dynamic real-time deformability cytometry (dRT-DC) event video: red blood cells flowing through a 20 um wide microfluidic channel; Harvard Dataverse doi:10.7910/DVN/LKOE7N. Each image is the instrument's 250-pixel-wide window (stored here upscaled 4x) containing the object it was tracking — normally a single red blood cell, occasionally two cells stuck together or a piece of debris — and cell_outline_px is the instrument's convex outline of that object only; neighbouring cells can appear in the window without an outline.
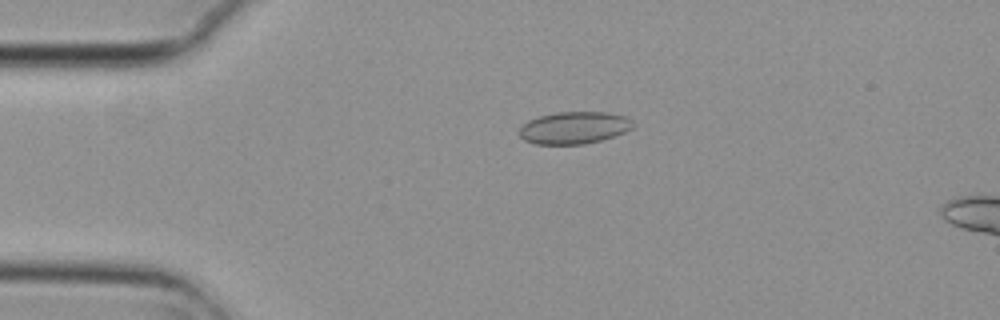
{"species": "common noctule bat (a hibernating species)", "species_latin": "Nyctalus noctula", "temperature_condition": "cold", "stored_images_in_passage": 6, "camera_frame_rate_fps": 3000, "um_per_image_px": 0.085, "animal": {"sex": "female", "body_mass_g": 29.2, "forearm_length_mm": 56.3}, "frame": {"image": 1, "passage_image": 4, "time_ms": 1.0, "image_size_px": [1000, 320], "cell_outline_px": [[636, 124], [632, 128], [624, 132], [600, 140], [584, 144], [536, 144], [524, 140], [520, 136], [520, 128], [528, 120], [540, 116], [556, 112], [608, 112], [628, 116]], "centroid_in_image_um": [48.83, 10.85], "position_along_channel_um": 36.2, "area_um2": 21.33}}